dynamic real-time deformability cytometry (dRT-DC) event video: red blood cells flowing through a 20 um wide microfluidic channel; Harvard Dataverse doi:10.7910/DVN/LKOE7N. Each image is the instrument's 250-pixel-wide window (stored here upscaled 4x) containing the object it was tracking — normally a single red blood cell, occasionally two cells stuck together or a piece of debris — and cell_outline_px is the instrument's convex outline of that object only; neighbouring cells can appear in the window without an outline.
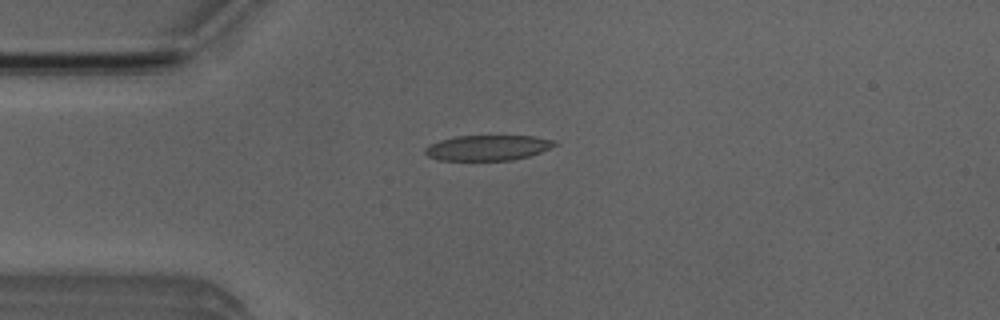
{"species": "Egyptian fruit bat (a non-hibernating species)", "species_latin": "Rousettus aegyptiacus", "temperature_condition": "room temperature", "stored_images_in_passage": 8, "camera_frame_rate_fps": 3000, "um_per_image_px": 0.085, "animal": {"sex": "male"}, "frame": {"image": 1, "passage_image": 6, "time_ms": 1.667, "image_size_px": [1000, 320], "cell_outline_px": [[556, 144], [540, 152], [528, 156], [512, 160], [436, 160], [428, 156], [424, 152], [424, 148], [440, 140], [456, 136], [532, 136], [556, 140]], "centroid_in_image_um": [41.43, 12.56], "position_along_channel_um": 43.6, "area_um2": 18.96}}